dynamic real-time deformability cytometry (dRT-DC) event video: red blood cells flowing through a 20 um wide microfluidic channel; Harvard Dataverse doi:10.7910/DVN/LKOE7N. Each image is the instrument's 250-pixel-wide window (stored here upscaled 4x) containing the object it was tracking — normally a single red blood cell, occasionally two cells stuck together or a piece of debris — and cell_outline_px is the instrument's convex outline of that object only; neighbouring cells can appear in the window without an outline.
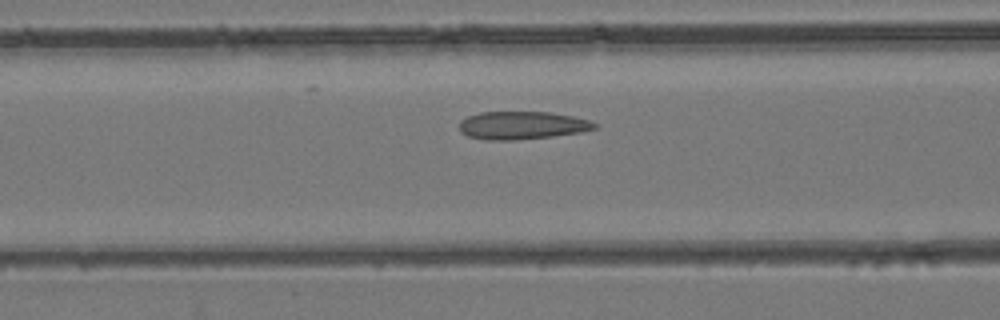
{"species": "common noctule bat (a hibernating species)", "species_latin": "Nyctalus noctula", "temperature_condition": "room temperature", "stored_images_in_passage": 42, "camera_frame_rate_fps": 3000, "um_per_image_px": 0.085, "animal": {"sex": "female", "body_mass_g": 24.6, "forearm_length_mm": 56.2}, "frame": {"image": 1, "passage_image": 14, "time_ms": 4.333, "image_size_px": [1000, 320], "cell_outline_px": [[600, 124], [596, 128], [580, 132], [552, 136], [516, 140], [484, 140], [468, 136], [460, 132], [460, 120], [468, 116], [480, 112], [548, 112], [572, 116], [588, 120]], "centroid_in_image_um": [44.36, 10.66], "position_along_channel_um": 122.2, "area_um2": 22.02}}
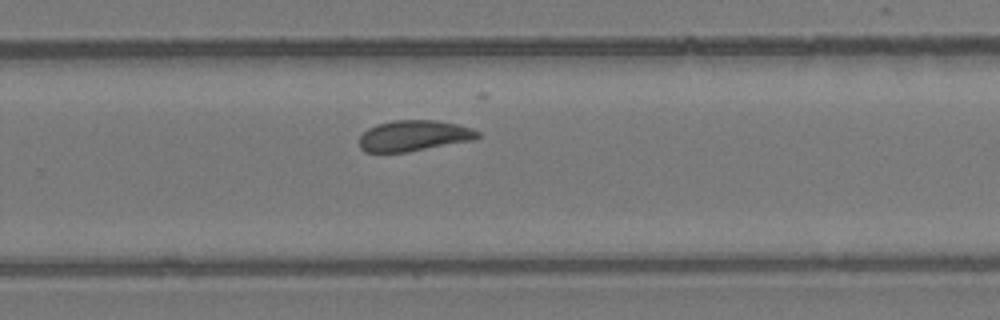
{"frame": {"image": 2, "passage_image": 26, "time_ms": 8.333, "image_size_px": [1000, 320], "cell_outline_px": [[480, 136], [472, 140], [408, 152], [364, 152], [360, 148], [360, 136], [368, 128], [376, 124], [392, 120], [436, 120], [456, 124], [472, 128], [480, 132]], "centroid_in_image_um": [35.16, 11.53], "position_along_channel_um": 294.6, "area_um2": 21.27}}
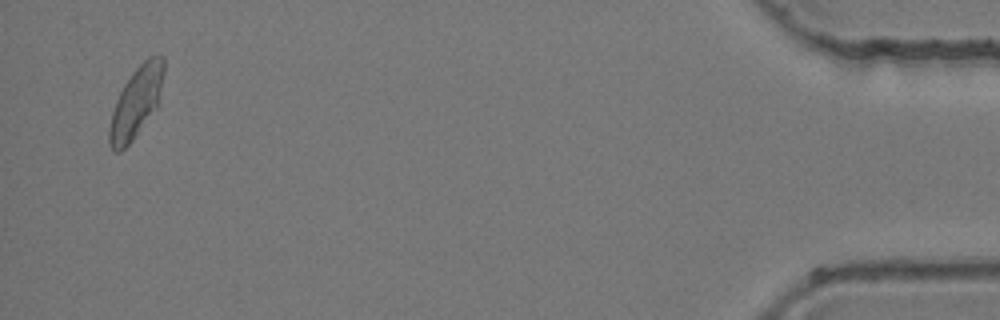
{"frame": {"image": 3, "passage_image": 41, "time_ms": 13.333, "image_size_px": [1000, 320], "cell_outline_px": [[164, 72], [156, 108], [132, 140], [120, 152], [112, 152], [108, 144], [108, 128], [112, 112], [116, 100], [124, 84], [132, 72], [148, 56], [164, 56]], "centroid_in_image_um": [11.53, 8.71], "position_along_channel_um": 423.7, "area_um2": 22.2}}